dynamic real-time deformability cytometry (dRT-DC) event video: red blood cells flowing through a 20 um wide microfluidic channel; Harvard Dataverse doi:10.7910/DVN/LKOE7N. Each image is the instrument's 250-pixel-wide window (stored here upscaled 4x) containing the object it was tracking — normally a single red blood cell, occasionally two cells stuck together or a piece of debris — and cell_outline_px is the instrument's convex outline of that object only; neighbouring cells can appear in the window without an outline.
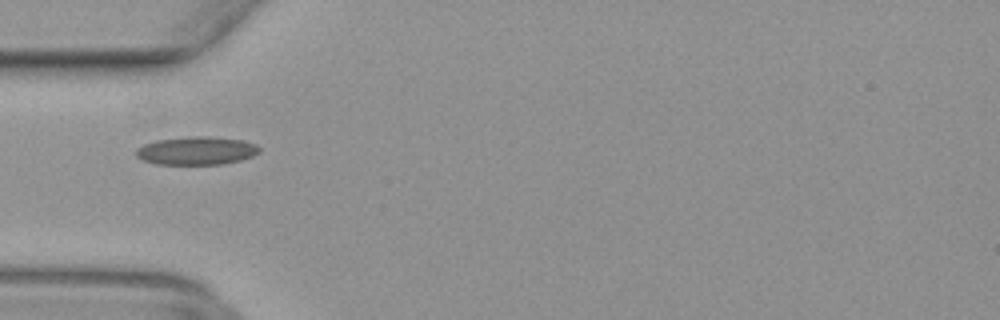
{"species": "common noctule bat (a hibernating species)", "species_latin": "Nyctalus noctula", "temperature_condition": "warm", "stored_images_in_passage": 35, "camera_frame_rate_fps": 3000, "um_per_image_px": 0.085, "animal": {"sex": "female", "body_mass_g": 29.2, "forearm_length_mm": 56.3}, "frame": {"image": 1, "passage_image": 1, "time_ms": 0.0, "image_size_px": [1000, 320], "cell_outline_px": [[260, 152], [252, 156], [240, 160], [220, 164], [156, 164], [144, 160], [136, 156], [136, 148], [144, 144], [156, 140], [192, 136], [204, 136], [244, 140], [256, 144], [260, 148]], "centroid_in_image_um": [16.71, 12.8], "position_along_channel_um": 68.3, "area_um2": 20.17}}
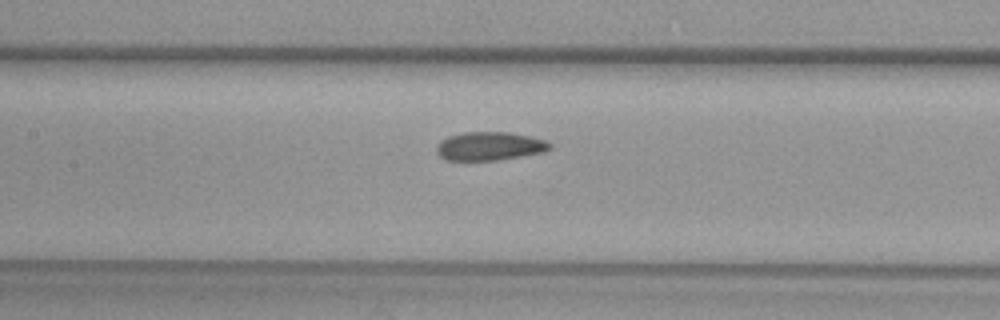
{"frame": {"image": 2, "passage_image": 8, "time_ms": 2.333, "image_size_px": [1000, 320], "cell_outline_px": [[552, 148], [544, 152], [496, 160], [448, 160], [440, 156], [436, 152], [436, 148], [440, 140], [448, 136], [464, 132], [508, 132], [532, 136], [548, 140], [552, 144]], "centroid_in_image_um": [41.65, 12.41], "position_along_channel_um": 165.7, "area_um2": 18.96}}
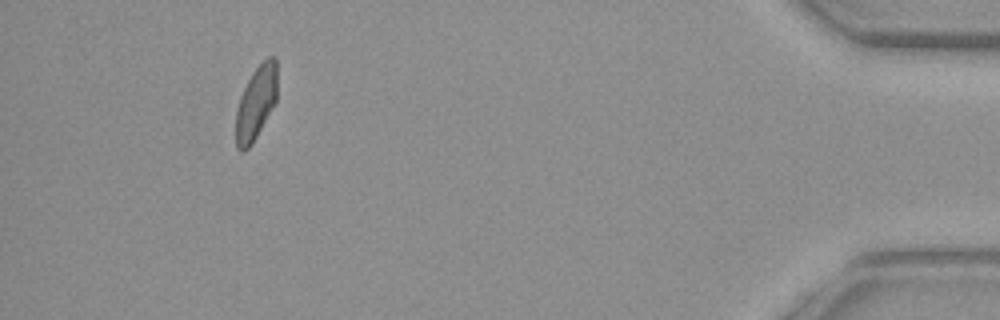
{"frame": {"image": 3, "passage_image": 31, "time_ms": 10.0, "image_size_px": [1000, 320], "cell_outline_px": [[276, 100], [252, 144], [244, 152], [240, 152], [236, 148], [236, 112], [240, 96], [252, 72], [268, 56], [276, 56]], "centroid_in_image_um": [21.74, 8.75], "position_along_channel_um": 413.5, "area_um2": 17.51}}